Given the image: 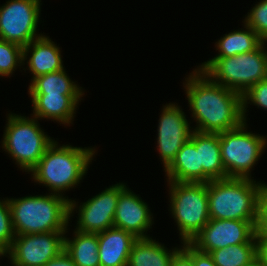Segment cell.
Masks as SVG:
<instances>
[{"instance_id": "cell-1", "label": "cell", "mask_w": 267, "mask_h": 266, "mask_svg": "<svg viewBox=\"0 0 267 266\" xmlns=\"http://www.w3.org/2000/svg\"><path fill=\"white\" fill-rule=\"evenodd\" d=\"M185 81L189 110L197 123L195 131L219 134L244 122L241 94L217 84L199 69Z\"/></svg>"}, {"instance_id": "cell-2", "label": "cell", "mask_w": 267, "mask_h": 266, "mask_svg": "<svg viewBox=\"0 0 267 266\" xmlns=\"http://www.w3.org/2000/svg\"><path fill=\"white\" fill-rule=\"evenodd\" d=\"M15 235L67 231L76 201L63 195L26 196L8 199Z\"/></svg>"}, {"instance_id": "cell-3", "label": "cell", "mask_w": 267, "mask_h": 266, "mask_svg": "<svg viewBox=\"0 0 267 266\" xmlns=\"http://www.w3.org/2000/svg\"><path fill=\"white\" fill-rule=\"evenodd\" d=\"M95 148L58 146L55 140L47 147L38 164L30 171L35 182L61 194L80 183L87 173Z\"/></svg>"}, {"instance_id": "cell-4", "label": "cell", "mask_w": 267, "mask_h": 266, "mask_svg": "<svg viewBox=\"0 0 267 266\" xmlns=\"http://www.w3.org/2000/svg\"><path fill=\"white\" fill-rule=\"evenodd\" d=\"M262 186L252 178L211 180L208 182L210 219L258 220Z\"/></svg>"}, {"instance_id": "cell-5", "label": "cell", "mask_w": 267, "mask_h": 266, "mask_svg": "<svg viewBox=\"0 0 267 266\" xmlns=\"http://www.w3.org/2000/svg\"><path fill=\"white\" fill-rule=\"evenodd\" d=\"M265 42L256 50L230 57H214L198 67L212 81L243 95L267 78Z\"/></svg>"}, {"instance_id": "cell-6", "label": "cell", "mask_w": 267, "mask_h": 266, "mask_svg": "<svg viewBox=\"0 0 267 266\" xmlns=\"http://www.w3.org/2000/svg\"><path fill=\"white\" fill-rule=\"evenodd\" d=\"M170 211L183 243H190L209 222L208 183L167 181Z\"/></svg>"}, {"instance_id": "cell-7", "label": "cell", "mask_w": 267, "mask_h": 266, "mask_svg": "<svg viewBox=\"0 0 267 266\" xmlns=\"http://www.w3.org/2000/svg\"><path fill=\"white\" fill-rule=\"evenodd\" d=\"M8 121L2 140V147L20 168L30 172L54 141L41 130L37 118L8 114Z\"/></svg>"}, {"instance_id": "cell-8", "label": "cell", "mask_w": 267, "mask_h": 266, "mask_svg": "<svg viewBox=\"0 0 267 266\" xmlns=\"http://www.w3.org/2000/svg\"><path fill=\"white\" fill-rule=\"evenodd\" d=\"M246 125V122H243L235 129L219 133L221 157L226 178L251 179V169L254 168L267 146V139L260 134L247 132Z\"/></svg>"}, {"instance_id": "cell-9", "label": "cell", "mask_w": 267, "mask_h": 266, "mask_svg": "<svg viewBox=\"0 0 267 266\" xmlns=\"http://www.w3.org/2000/svg\"><path fill=\"white\" fill-rule=\"evenodd\" d=\"M41 0H8L0 7V39L22 48L43 36L36 34Z\"/></svg>"}, {"instance_id": "cell-10", "label": "cell", "mask_w": 267, "mask_h": 266, "mask_svg": "<svg viewBox=\"0 0 267 266\" xmlns=\"http://www.w3.org/2000/svg\"><path fill=\"white\" fill-rule=\"evenodd\" d=\"M68 231L16 235L8 254L12 266H44L64 250Z\"/></svg>"}, {"instance_id": "cell-11", "label": "cell", "mask_w": 267, "mask_h": 266, "mask_svg": "<svg viewBox=\"0 0 267 266\" xmlns=\"http://www.w3.org/2000/svg\"><path fill=\"white\" fill-rule=\"evenodd\" d=\"M257 221L210 219L190 244L201 252L210 253L229 245L249 243L255 237Z\"/></svg>"}, {"instance_id": "cell-12", "label": "cell", "mask_w": 267, "mask_h": 266, "mask_svg": "<svg viewBox=\"0 0 267 266\" xmlns=\"http://www.w3.org/2000/svg\"><path fill=\"white\" fill-rule=\"evenodd\" d=\"M160 116L157 147L165 170L174 160L176 153L190 139L193 130H190L186 115L178 104H166Z\"/></svg>"}, {"instance_id": "cell-13", "label": "cell", "mask_w": 267, "mask_h": 266, "mask_svg": "<svg viewBox=\"0 0 267 266\" xmlns=\"http://www.w3.org/2000/svg\"><path fill=\"white\" fill-rule=\"evenodd\" d=\"M123 183L106 188L79 206L76 230L84 233H100L114 227V215Z\"/></svg>"}, {"instance_id": "cell-14", "label": "cell", "mask_w": 267, "mask_h": 266, "mask_svg": "<svg viewBox=\"0 0 267 266\" xmlns=\"http://www.w3.org/2000/svg\"><path fill=\"white\" fill-rule=\"evenodd\" d=\"M152 214L146 202L131 192L127 186L119 193L114 215V227L131 233L134 237L148 238L152 226ZM146 231V233H144Z\"/></svg>"}, {"instance_id": "cell-15", "label": "cell", "mask_w": 267, "mask_h": 266, "mask_svg": "<svg viewBox=\"0 0 267 266\" xmlns=\"http://www.w3.org/2000/svg\"><path fill=\"white\" fill-rule=\"evenodd\" d=\"M27 61L28 69L32 72L31 82L42 75L64 69L61 51L48 36H41L23 47V62Z\"/></svg>"}, {"instance_id": "cell-16", "label": "cell", "mask_w": 267, "mask_h": 266, "mask_svg": "<svg viewBox=\"0 0 267 266\" xmlns=\"http://www.w3.org/2000/svg\"><path fill=\"white\" fill-rule=\"evenodd\" d=\"M137 238L116 227L98 233L101 266H127L131 247Z\"/></svg>"}, {"instance_id": "cell-17", "label": "cell", "mask_w": 267, "mask_h": 266, "mask_svg": "<svg viewBox=\"0 0 267 266\" xmlns=\"http://www.w3.org/2000/svg\"><path fill=\"white\" fill-rule=\"evenodd\" d=\"M32 98L33 116L52 119L62 124L72 123L77 104L82 95L29 94Z\"/></svg>"}, {"instance_id": "cell-18", "label": "cell", "mask_w": 267, "mask_h": 266, "mask_svg": "<svg viewBox=\"0 0 267 266\" xmlns=\"http://www.w3.org/2000/svg\"><path fill=\"white\" fill-rule=\"evenodd\" d=\"M190 140L199 148L200 166H203V183L226 178L221 157L219 134L193 130Z\"/></svg>"}, {"instance_id": "cell-19", "label": "cell", "mask_w": 267, "mask_h": 266, "mask_svg": "<svg viewBox=\"0 0 267 266\" xmlns=\"http://www.w3.org/2000/svg\"><path fill=\"white\" fill-rule=\"evenodd\" d=\"M167 181L203 183V166H200L199 148L189 139L176 153L165 169Z\"/></svg>"}, {"instance_id": "cell-20", "label": "cell", "mask_w": 267, "mask_h": 266, "mask_svg": "<svg viewBox=\"0 0 267 266\" xmlns=\"http://www.w3.org/2000/svg\"><path fill=\"white\" fill-rule=\"evenodd\" d=\"M167 249L150 237L138 238L131 247L127 266H171L173 256L180 249Z\"/></svg>"}, {"instance_id": "cell-21", "label": "cell", "mask_w": 267, "mask_h": 266, "mask_svg": "<svg viewBox=\"0 0 267 266\" xmlns=\"http://www.w3.org/2000/svg\"><path fill=\"white\" fill-rule=\"evenodd\" d=\"M74 238H64V250L76 266H101L98 255V233H84L75 229Z\"/></svg>"}, {"instance_id": "cell-22", "label": "cell", "mask_w": 267, "mask_h": 266, "mask_svg": "<svg viewBox=\"0 0 267 266\" xmlns=\"http://www.w3.org/2000/svg\"><path fill=\"white\" fill-rule=\"evenodd\" d=\"M244 25L246 30H235L225 34L216 42V49L220 52L216 57H230L251 52L258 49L264 43L251 27L245 23Z\"/></svg>"}, {"instance_id": "cell-23", "label": "cell", "mask_w": 267, "mask_h": 266, "mask_svg": "<svg viewBox=\"0 0 267 266\" xmlns=\"http://www.w3.org/2000/svg\"><path fill=\"white\" fill-rule=\"evenodd\" d=\"M29 94L84 95L82 89L67 76L65 69L35 78L29 85Z\"/></svg>"}, {"instance_id": "cell-24", "label": "cell", "mask_w": 267, "mask_h": 266, "mask_svg": "<svg viewBox=\"0 0 267 266\" xmlns=\"http://www.w3.org/2000/svg\"><path fill=\"white\" fill-rule=\"evenodd\" d=\"M216 266H245L257 258L255 237L249 243L229 245L209 253Z\"/></svg>"}, {"instance_id": "cell-25", "label": "cell", "mask_w": 267, "mask_h": 266, "mask_svg": "<svg viewBox=\"0 0 267 266\" xmlns=\"http://www.w3.org/2000/svg\"><path fill=\"white\" fill-rule=\"evenodd\" d=\"M21 65H25L23 48L15 43L0 39V76L12 75L13 71L17 69L16 67Z\"/></svg>"}, {"instance_id": "cell-26", "label": "cell", "mask_w": 267, "mask_h": 266, "mask_svg": "<svg viewBox=\"0 0 267 266\" xmlns=\"http://www.w3.org/2000/svg\"><path fill=\"white\" fill-rule=\"evenodd\" d=\"M8 199L0 200V253L4 256L15 238Z\"/></svg>"}, {"instance_id": "cell-27", "label": "cell", "mask_w": 267, "mask_h": 266, "mask_svg": "<svg viewBox=\"0 0 267 266\" xmlns=\"http://www.w3.org/2000/svg\"><path fill=\"white\" fill-rule=\"evenodd\" d=\"M244 23L251 27L264 42H267V0L258 2L250 10Z\"/></svg>"}, {"instance_id": "cell-28", "label": "cell", "mask_w": 267, "mask_h": 266, "mask_svg": "<svg viewBox=\"0 0 267 266\" xmlns=\"http://www.w3.org/2000/svg\"><path fill=\"white\" fill-rule=\"evenodd\" d=\"M250 103L258 106V108L262 107L264 110H267V78L253 85L242 95V114L244 122H246V107L248 106L247 104Z\"/></svg>"}, {"instance_id": "cell-29", "label": "cell", "mask_w": 267, "mask_h": 266, "mask_svg": "<svg viewBox=\"0 0 267 266\" xmlns=\"http://www.w3.org/2000/svg\"><path fill=\"white\" fill-rule=\"evenodd\" d=\"M255 235H267V184L263 183L259 198L258 221Z\"/></svg>"}, {"instance_id": "cell-30", "label": "cell", "mask_w": 267, "mask_h": 266, "mask_svg": "<svg viewBox=\"0 0 267 266\" xmlns=\"http://www.w3.org/2000/svg\"><path fill=\"white\" fill-rule=\"evenodd\" d=\"M182 248L173 256L171 266H193L192 245L183 243Z\"/></svg>"}, {"instance_id": "cell-31", "label": "cell", "mask_w": 267, "mask_h": 266, "mask_svg": "<svg viewBox=\"0 0 267 266\" xmlns=\"http://www.w3.org/2000/svg\"><path fill=\"white\" fill-rule=\"evenodd\" d=\"M193 266H216L209 253L201 252L192 246Z\"/></svg>"}, {"instance_id": "cell-32", "label": "cell", "mask_w": 267, "mask_h": 266, "mask_svg": "<svg viewBox=\"0 0 267 266\" xmlns=\"http://www.w3.org/2000/svg\"><path fill=\"white\" fill-rule=\"evenodd\" d=\"M257 258L262 266H267V235H255Z\"/></svg>"}, {"instance_id": "cell-33", "label": "cell", "mask_w": 267, "mask_h": 266, "mask_svg": "<svg viewBox=\"0 0 267 266\" xmlns=\"http://www.w3.org/2000/svg\"><path fill=\"white\" fill-rule=\"evenodd\" d=\"M44 266H76L71 257L63 250L58 256L49 260Z\"/></svg>"}, {"instance_id": "cell-34", "label": "cell", "mask_w": 267, "mask_h": 266, "mask_svg": "<svg viewBox=\"0 0 267 266\" xmlns=\"http://www.w3.org/2000/svg\"><path fill=\"white\" fill-rule=\"evenodd\" d=\"M245 266H262V265H261V262L259 261V259L256 258L254 261H252L251 263H249Z\"/></svg>"}]
</instances>
